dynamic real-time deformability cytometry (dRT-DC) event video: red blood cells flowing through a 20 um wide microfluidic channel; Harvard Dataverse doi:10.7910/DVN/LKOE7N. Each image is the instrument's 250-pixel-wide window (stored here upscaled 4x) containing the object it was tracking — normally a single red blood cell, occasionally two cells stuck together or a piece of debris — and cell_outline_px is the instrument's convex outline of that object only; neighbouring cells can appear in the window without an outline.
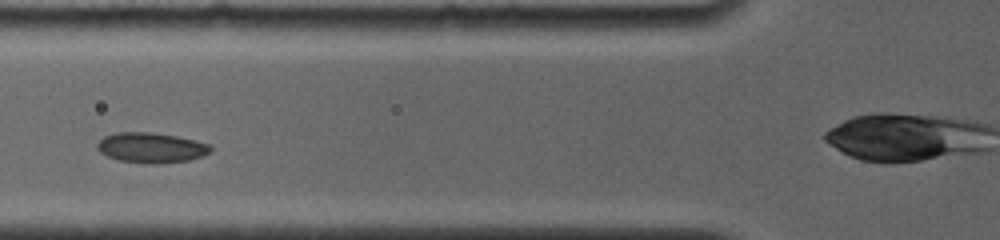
{"species": "common noctule bat (a hibernating species)", "species_latin": "Nyctalus noctula", "temperature_condition": "room temperature", "stored_images_in_passage": 7, "camera_frame_rate_fps": 4000, "um_per_image_px": 0.085, "animal": {"sex": "female", "body_mass_g": 19.0, "forearm_length_mm": 56.7}, "frame": {"image": 1, "passage_image": 5, "time_ms": 3.5, "image_size_px": [1000, 240], "cell_outline_px": [[212, 152], [204, 156], [188, 160], [148, 164], [120, 160], [108, 156], [100, 152], [96, 148], [96, 144], [104, 136], [116, 132], [152, 132], [176, 136], [196, 140], [212, 144]], "centroid_in_image_um": [12.88, 12.54], "position_along_channel_um": 112.9, "area_um2": 20.06}}
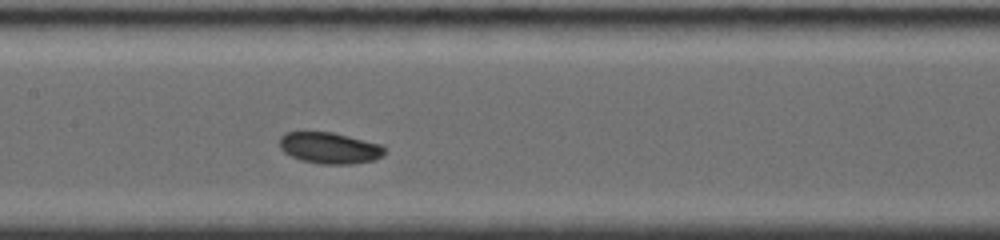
{"frame": {"image": 2, "passage_image": 7, "time_ms": 5.25, "image_size_px": [1000, 240], "cell_outline_px": [[384, 156], [372, 160], [352, 164], [320, 164], [300, 160], [284, 152], [280, 148], [280, 136], [284, 132], [332, 132], [384, 144]], "centroid_in_image_um": [28.03, 12.57], "position_along_channel_um": 179.4, "area_um2": 19.31}}